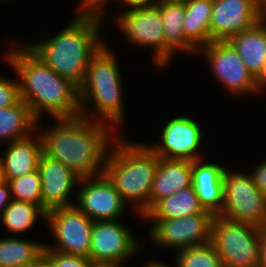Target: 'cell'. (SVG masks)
I'll return each mask as SVG.
<instances>
[{
	"mask_svg": "<svg viewBox=\"0 0 266 267\" xmlns=\"http://www.w3.org/2000/svg\"><path fill=\"white\" fill-rule=\"evenodd\" d=\"M160 0H121L125 5L130 6V9L141 7H154Z\"/></svg>",
	"mask_w": 266,
	"mask_h": 267,
	"instance_id": "e575fe53",
	"label": "cell"
},
{
	"mask_svg": "<svg viewBox=\"0 0 266 267\" xmlns=\"http://www.w3.org/2000/svg\"><path fill=\"white\" fill-rule=\"evenodd\" d=\"M10 1H14V0H0V3H3V2H10Z\"/></svg>",
	"mask_w": 266,
	"mask_h": 267,
	"instance_id": "60d3db41",
	"label": "cell"
},
{
	"mask_svg": "<svg viewBox=\"0 0 266 267\" xmlns=\"http://www.w3.org/2000/svg\"><path fill=\"white\" fill-rule=\"evenodd\" d=\"M200 205L193 186L186 187L159 200L143 217L147 219H174L200 214Z\"/></svg>",
	"mask_w": 266,
	"mask_h": 267,
	"instance_id": "cb8c5ba5",
	"label": "cell"
},
{
	"mask_svg": "<svg viewBox=\"0 0 266 267\" xmlns=\"http://www.w3.org/2000/svg\"><path fill=\"white\" fill-rule=\"evenodd\" d=\"M156 7L159 9L165 40V67L175 51L197 53V50L185 39L183 23L185 20L184 0H160ZM172 55V56H171Z\"/></svg>",
	"mask_w": 266,
	"mask_h": 267,
	"instance_id": "ffe728a7",
	"label": "cell"
},
{
	"mask_svg": "<svg viewBox=\"0 0 266 267\" xmlns=\"http://www.w3.org/2000/svg\"><path fill=\"white\" fill-rule=\"evenodd\" d=\"M12 199L38 205L42 209L41 178L38 169L8 181Z\"/></svg>",
	"mask_w": 266,
	"mask_h": 267,
	"instance_id": "83f0119b",
	"label": "cell"
},
{
	"mask_svg": "<svg viewBox=\"0 0 266 267\" xmlns=\"http://www.w3.org/2000/svg\"><path fill=\"white\" fill-rule=\"evenodd\" d=\"M38 122L29 105L20 98L10 107L0 109V141L7 140L10 143L29 137L36 132Z\"/></svg>",
	"mask_w": 266,
	"mask_h": 267,
	"instance_id": "603a6c76",
	"label": "cell"
},
{
	"mask_svg": "<svg viewBox=\"0 0 266 267\" xmlns=\"http://www.w3.org/2000/svg\"><path fill=\"white\" fill-rule=\"evenodd\" d=\"M108 0H82L81 9L77 14L79 15H89L98 16L102 18L104 4ZM110 1V0H109Z\"/></svg>",
	"mask_w": 266,
	"mask_h": 267,
	"instance_id": "4dcf8cb0",
	"label": "cell"
},
{
	"mask_svg": "<svg viewBox=\"0 0 266 267\" xmlns=\"http://www.w3.org/2000/svg\"><path fill=\"white\" fill-rule=\"evenodd\" d=\"M114 135L113 148L107 156L104 174L122 199L136 203L143 217L150 210V193L158 168V156L147 145L126 142Z\"/></svg>",
	"mask_w": 266,
	"mask_h": 267,
	"instance_id": "277c9868",
	"label": "cell"
},
{
	"mask_svg": "<svg viewBox=\"0 0 266 267\" xmlns=\"http://www.w3.org/2000/svg\"><path fill=\"white\" fill-rule=\"evenodd\" d=\"M227 41L234 46L255 78L266 62V22L260 20L254 27L233 34Z\"/></svg>",
	"mask_w": 266,
	"mask_h": 267,
	"instance_id": "44dd1931",
	"label": "cell"
},
{
	"mask_svg": "<svg viewBox=\"0 0 266 267\" xmlns=\"http://www.w3.org/2000/svg\"><path fill=\"white\" fill-rule=\"evenodd\" d=\"M214 214L204 210L200 214L174 219H149L150 237L163 248L182 250L211 242ZM168 246V247H167Z\"/></svg>",
	"mask_w": 266,
	"mask_h": 267,
	"instance_id": "ba28073f",
	"label": "cell"
},
{
	"mask_svg": "<svg viewBox=\"0 0 266 267\" xmlns=\"http://www.w3.org/2000/svg\"><path fill=\"white\" fill-rule=\"evenodd\" d=\"M146 266L144 267H172V266H168V265H165V264H162L161 262H158V261H151L150 263H146L145 264Z\"/></svg>",
	"mask_w": 266,
	"mask_h": 267,
	"instance_id": "f35d334b",
	"label": "cell"
},
{
	"mask_svg": "<svg viewBox=\"0 0 266 267\" xmlns=\"http://www.w3.org/2000/svg\"><path fill=\"white\" fill-rule=\"evenodd\" d=\"M41 178L42 210L47 213L53 209L75 205L70 202V192L79 184L80 177L60 161L51 159L44 153L38 162Z\"/></svg>",
	"mask_w": 266,
	"mask_h": 267,
	"instance_id": "2e32d148",
	"label": "cell"
},
{
	"mask_svg": "<svg viewBox=\"0 0 266 267\" xmlns=\"http://www.w3.org/2000/svg\"><path fill=\"white\" fill-rule=\"evenodd\" d=\"M191 162L158 157L150 193V209L161 199L192 185Z\"/></svg>",
	"mask_w": 266,
	"mask_h": 267,
	"instance_id": "d6986e66",
	"label": "cell"
},
{
	"mask_svg": "<svg viewBox=\"0 0 266 267\" xmlns=\"http://www.w3.org/2000/svg\"><path fill=\"white\" fill-rule=\"evenodd\" d=\"M5 58L18 74L20 98L39 122L44 112L55 119L81 116L79 88L56 74L26 45L11 49Z\"/></svg>",
	"mask_w": 266,
	"mask_h": 267,
	"instance_id": "7a4b0ae2",
	"label": "cell"
},
{
	"mask_svg": "<svg viewBox=\"0 0 266 267\" xmlns=\"http://www.w3.org/2000/svg\"><path fill=\"white\" fill-rule=\"evenodd\" d=\"M56 123L49 131L40 133L43 153L80 178L104 174L109 147L112 148L110 142L114 141L109 124L83 116L56 118Z\"/></svg>",
	"mask_w": 266,
	"mask_h": 267,
	"instance_id": "6da1fadb",
	"label": "cell"
},
{
	"mask_svg": "<svg viewBox=\"0 0 266 267\" xmlns=\"http://www.w3.org/2000/svg\"><path fill=\"white\" fill-rule=\"evenodd\" d=\"M101 19L78 14L53 38L26 46L56 74L79 88L89 61L105 44L99 35Z\"/></svg>",
	"mask_w": 266,
	"mask_h": 267,
	"instance_id": "3957f363",
	"label": "cell"
},
{
	"mask_svg": "<svg viewBox=\"0 0 266 267\" xmlns=\"http://www.w3.org/2000/svg\"><path fill=\"white\" fill-rule=\"evenodd\" d=\"M121 223L119 220L94 221L89 258L95 264L122 267L121 262L139 250L138 239Z\"/></svg>",
	"mask_w": 266,
	"mask_h": 267,
	"instance_id": "30bf717a",
	"label": "cell"
},
{
	"mask_svg": "<svg viewBox=\"0 0 266 267\" xmlns=\"http://www.w3.org/2000/svg\"><path fill=\"white\" fill-rule=\"evenodd\" d=\"M202 131L198 122L189 116H179L166 122L161 132V144L147 146L161 158L187 160L193 162L204 159L198 154Z\"/></svg>",
	"mask_w": 266,
	"mask_h": 267,
	"instance_id": "5bb4252c",
	"label": "cell"
},
{
	"mask_svg": "<svg viewBox=\"0 0 266 267\" xmlns=\"http://www.w3.org/2000/svg\"><path fill=\"white\" fill-rule=\"evenodd\" d=\"M79 184L75 206L80 211L93 221L119 220L126 202L105 174L80 178Z\"/></svg>",
	"mask_w": 266,
	"mask_h": 267,
	"instance_id": "4fadbf2b",
	"label": "cell"
},
{
	"mask_svg": "<svg viewBox=\"0 0 266 267\" xmlns=\"http://www.w3.org/2000/svg\"><path fill=\"white\" fill-rule=\"evenodd\" d=\"M12 195L9 183L0 178V212L3 214L6 207L11 203Z\"/></svg>",
	"mask_w": 266,
	"mask_h": 267,
	"instance_id": "d6a6232c",
	"label": "cell"
},
{
	"mask_svg": "<svg viewBox=\"0 0 266 267\" xmlns=\"http://www.w3.org/2000/svg\"><path fill=\"white\" fill-rule=\"evenodd\" d=\"M249 175L253 183L266 195V161L255 167Z\"/></svg>",
	"mask_w": 266,
	"mask_h": 267,
	"instance_id": "1f68e13d",
	"label": "cell"
},
{
	"mask_svg": "<svg viewBox=\"0 0 266 267\" xmlns=\"http://www.w3.org/2000/svg\"><path fill=\"white\" fill-rule=\"evenodd\" d=\"M116 21L129 42L137 47L154 48V63L159 68L165 67L163 22L156 6L127 9Z\"/></svg>",
	"mask_w": 266,
	"mask_h": 267,
	"instance_id": "7c38bea8",
	"label": "cell"
},
{
	"mask_svg": "<svg viewBox=\"0 0 266 267\" xmlns=\"http://www.w3.org/2000/svg\"><path fill=\"white\" fill-rule=\"evenodd\" d=\"M256 92H261L266 87V62L263 64L260 72L255 77Z\"/></svg>",
	"mask_w": 266,
	"mask_h": 267,
	"instance_id": "d590c367",
	"label": "cell"
},
{
	"mask_svg": "<svg viewBox=\"0 0 266 267\" xmlns=\"http://www.w3.org/2000/svg\"><path fill=\"white\" fill-rule=\"evenodd\" d=\"M31 267H54L51 260L43 253Z\"/></svg>",
	"mask_w": 266,
	"mask_h": 267,
	"instance_id": "8d00e7d4",
	"label": "cell"
},
{
	"mask_svg": "<svg viewBox=\"0 0 266 267\" xmlns=\"http://www.w3.org/2000/svg\"><path fill=\"white\" fill-rule=\"evenodd\" d=\"M260 21L259 0H213L210 42L228 40Z\"/></svg>",
	"mask_w": 266,
	"mask_h": 267,
	"instance_id": "9a60e30c",
	"label": "cell"
},
{
	"mask_svg": "<svg viewBox=\"0 0 266 267\" xmlns=\"http://www.w3.org/2000/svg\"><path fill=\"white\" fill-rule=\"evenodd\" d=\"M94 267H114V266L96 264Z\"/></svg>",
	"mask_w": 266,
	"mask_h": 267,
	"instance_id": "ab89813d",
	"label": "cell"
},
{
	"mask_svg": "<svg viewBox=\"0 0 266 267\" xmlns=\"http://www.w3.org/2000/svg\"><path fill=\"white\" fill-rule=\"evenodd\" d=\"M185 39L196 49L210 43V20L213 0H184Z\"/></svg>",
	"mask_w": 266,
	"mask_h": 267,
	"instance_id": "7402d4cb",
	"label": "cell"
},
{
	"mask_svg": "<svg viewBox=\"0 0 266 267\" xmlns=\"http://www.w3.org/2000/svg\"><path fill=\"white\" fill-rule=\"evenodd\" d=\"M259 262L258 267H266V224L259 226Z\"/></svg>",
	"mask_w": 266,
	"mask_h": 267,
	"instance_id": "836d02e7",
	"label": "cell"
},
{
	"mask_svg": "<svg viewBox=\"0 0 266 267\" xmlns=\"http://www.w3.org/2000/svg\"><path fill=\"white\" fill-rule=\"evenodd\" d=\"M19 99L18 80L10 81L0 76V109L10 107Z\"/></svg>",
	"mask_w": 266,
	"mask_h": 267,
	"instance_id": "f546056e",
	"label": "cell"
},
{
	"mask_svg": "<svg viewBox=\"0 0 266 267\" xmlns=\"http://www.w3.org/2000/svg\"><path fill=\"white\" fill-rule=\"evenodd\" d=\"M201 159L191 162L192 186L200 205L214 215H219L224 204L223 173L225 167L204 163Z\"/></svg>",
	"mask_w": 266,
	"mask_h": 267,
	"instance_id": "ac0fdd59",
	"label": "cell"
},
{
	"mask_svg": "<svg viewBox=\"0 0 266 267\" xmlns=\"http://www.w3.org/2000/svg\"><path fill=\"white\" fill-rule=\"evenodd\" d=\"M45 221H48L51 233L58 242L55 247L44 244L46 248L89 258L94 221L86 214L73 205L47 212Z\"/></svg>",
	"mask_w": 266,
	"mask_h": 267,
	"instance_id": "9c48e42d",
	"label": "cell"
},
{
	"mask_svg": "<svg viewBox=\"0 0 266 267\" xmlns=\"http://www.w3.org/2000/svg\"><path fill=\"white\" fill-rule=\"evenodd\" d=\"M116 60L104 44L89 61L85 79L79 87L80 113L84 118L112 126L124 121L122 80ZM92 105L97 114L91 112Z\"/></svg>",
	"mask_w": 266,
	"mask_h": 267,
	"instance_id": "5b68a950",
	"label": "cell"
},
{
	"mask_svg": "<svg viewBox=\"0 0 266 267\" xmlns=\"http://www.w3.org/2000/svg\"><path fill=\"white\" fill-rule=\"evenodd\" d=\"M32 135L8 144L5 157H0V178L8 182L38 169L43 141L40 133Z\"/></svg>",
	"mask_w": 266,
	"mask_h": 267,
	"instance_id": "e0dca14e",
	"label": "cell"
},
{
	"mask_svg": "<svg viewBox=\"0 0 266 267\" xmlns=\"http://www.w3.org/2000/svg\"><path fill=\"white\" fill-rule=\"evenodd\" d=\"M176 259V267H225L211 242L178 250Z\"/></svg>",
	"mask_w": 266,
	"mask_h": 267,
	"instance_id": "4316f807",
	"label": "cell"
},
{
	"mask_svg": "<svg viewBox=\"0 0 266 267\" xmlns=\"http://www.w3.org/2000/svg\"><path fill=\"white\" fill-rule=\"evenodd\" d=\"M198 52L204 53L215 77L228 92L241 96L251 92L256 93L254 76L247 69L237 50L227 40L212 41L199 48L197 54Z\"/></svg>",
	"mask_w": 266,
	"mask_h": 267,
	"instance_id": "8fae6325",
	"label": "cell"
},
{
	"mask_svg": "<svg viewBox=\"0 0 266 267\" xmlns=\"http://www.w3.org/2000/svg\"><path fill=\"white\" fill-rule=\"evenodd\" d=\"M259 226L215 215L211 243L225 267H258Z\"/></svg>",
	"mask_w": 266,
	"mask_h": 267,
	"instance_id": "8992f818",
	"label": "cell"
},
{
	"mask_svg": "<svg viewBox=\"0 0 266 267\" xmlns=\"http://www.w3.org/2000/svg\"><path fill=\"white\" fill-rule=\"evenodd\" d=\"M44 246L22 238H0V267L32 266L43 254Z\"/></svg>",
	"mask_w": 266,
	"mask_h": 267,
	"instance_id": "d4e9b609",
	"label": "cell"
},
{
	"mask_svg": "<svg viewBox=\"0 0 266 267\" xmlns=\"http://www.w3.org/2000/svg\"><path fill=\"white\" fill-rule=\"evenodd\" d=\"M43 253L51 260L54 267H94L96 265L88 257L64 254L50 250L45 246Z\"/></svg>",
	"mask_w": 266,
	"mask_h": 267,
	"instance_id": "f1b7e54d",
	"label": "cell"
},
{
	"mask_svg": "<svg viewBox=\"0 0 266 267\" xmlns=\"http://www.w3.org/2000/svg\"><path fill=\"white\" fill-rule=\"evenodd\" d=\"M224 204L220 217L262 226L266 224V195L244 173L224 170Z\"/></svg>",
	"mask_w": 266,
	"mask_h": 267,
	"instance_id": "52a82bcc",
	"label": "cell"
},
{
	"mask_svg": "<svg viewBox=\"0 0 266 267\" xmlns=\"http://www.w3.org/2000/svg\"><path fill=\"white\" fill-rule=\"evenodd\" d=\"M260 20L266 22V0H259Z\"/></svg>",
	"mask_w": 266,
	"mask_h": 267,
	"instance_id": "74e56055",
	"label": "cell"
},
{
	"mask_svg": "<svg viewBox=\"0 0 266 267\" xmlns=\"http://www.w3.org/2000/svg\"><path fill=\"white\" fill-rule=\"evenodd\" d=\"M0 217L9 233L20 235L31 229L40 217L45 220L46 213L38 205L12 199Z\"/></svg>",
	"mask_w": 266,
	"mask_h": 267,
	"instance_id": "484cf974",
	"label": "cell"
}]
</instances>
